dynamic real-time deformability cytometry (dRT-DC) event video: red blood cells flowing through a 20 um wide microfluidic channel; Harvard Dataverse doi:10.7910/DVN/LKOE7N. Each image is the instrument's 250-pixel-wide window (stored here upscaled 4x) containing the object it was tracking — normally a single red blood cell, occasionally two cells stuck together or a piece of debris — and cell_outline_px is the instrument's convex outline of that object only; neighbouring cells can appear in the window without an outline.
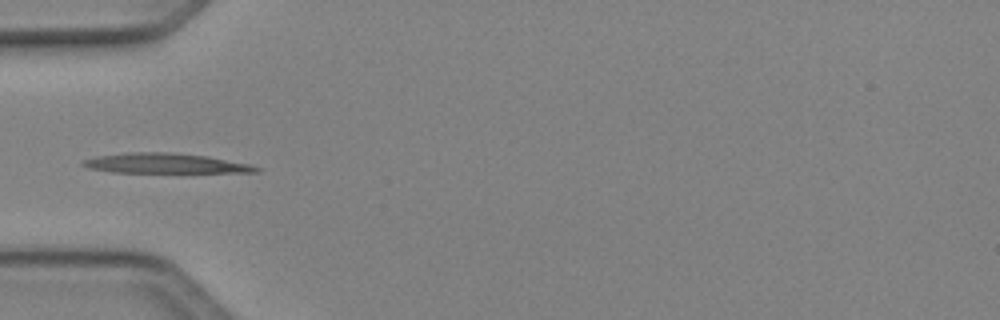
{"species": "Egyptian fruit bat (a non-hibernating species)", "species_latin": "Rousettus aegyptiacus", "temperature_condition": "cold", "stored_images_in_passage": 34, "camera_frame_rate_fps": 3000, "um_per_image_px": 0.085, "animal": {"sex": "female"}, "frame": {"image": 1, "passage_image": 1, "time_ms": 0.0, "image_size_px": [1000, 320], "cell_outline_px": [[260, 172], [112, 172], [88, 168], [80, 164], [84, 160], [96, 156], [128, 152], [168, 152], [208, 156], [252, 164], [260, 168]], "centroid_in_image_um": [14.05, 13.88], "position_along_channel_um": 70.9, "area_um2": 20.11}}
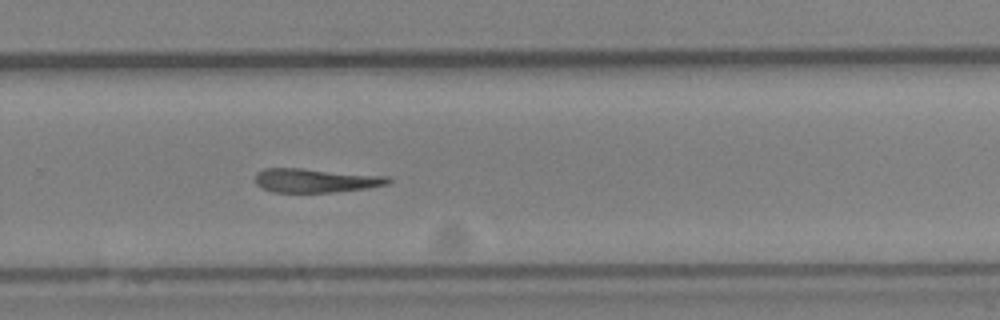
{"frame": {"image": 2, "passage_image": 18, "time_ms": 5.667, "image_size_px": [1000, 320], "cell_outline_px": [[392, 180], [388, 184], [364, 188], [332, 192], [272, 192], [260, 188], [256, 184], [256, 172], [264, 168], [304, 168], [392, 176]], "centroid_in_image_um": [26.83, 15.32], "position_along_channel_um": 303.0, "area_um2": 18.79}}
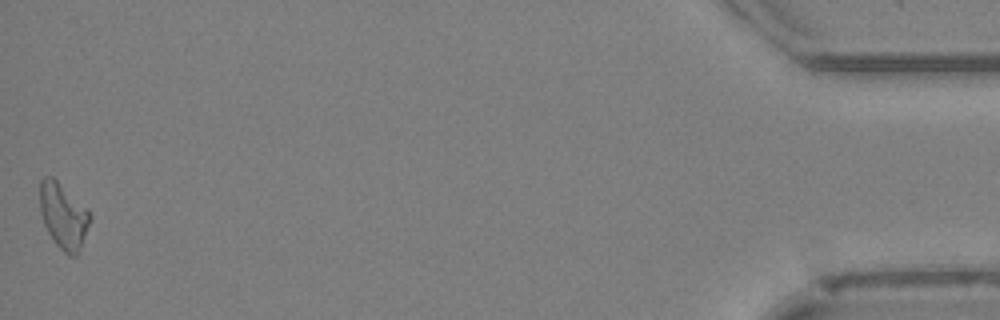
{"frame": {"image": 3, "passage_image": 34, "time_ms": 11.0, "image_size_px": [1000, 320], "cell_outline_px": [[92, 216], [76, 256], [68, 256], [56, 244], [48, 232], [44, 224], [40, 212], [40, 180], [44, 176], [52, 176]], "centroid_in_image_um": [5.34, 18.36], "position_along_channel_um": 429.9, "area_um2": 18.44}}